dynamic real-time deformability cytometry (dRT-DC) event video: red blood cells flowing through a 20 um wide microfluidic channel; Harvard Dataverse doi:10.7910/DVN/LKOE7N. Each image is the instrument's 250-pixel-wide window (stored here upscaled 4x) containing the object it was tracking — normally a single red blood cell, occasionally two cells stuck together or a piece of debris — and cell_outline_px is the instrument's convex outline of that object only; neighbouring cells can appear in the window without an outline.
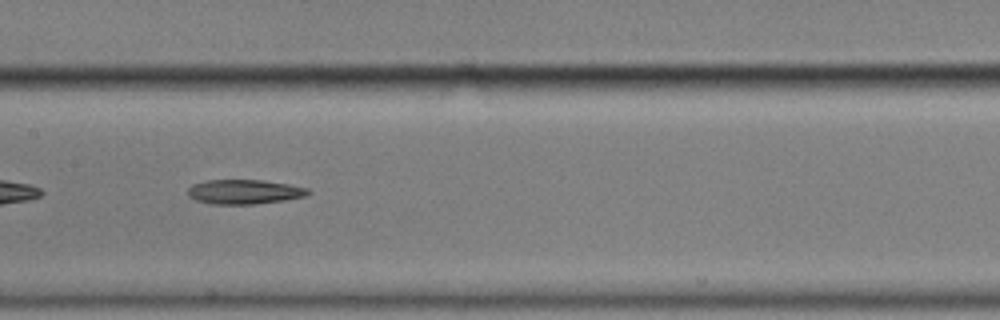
{"species": "common noctule bat (a hibernating species)", "species_latin": "Nyctalus noctula", "temperature_condition": "cold", "stored_images_in_passage": 40, "camera_frame_rate_fps": 3000, "um_per_image_px": 0.085, "animal": {"sex": "male", "body_mass_g": 17.9}, "frame": {"image": 1, "passage_image": 12, "time_ms": 3.667, "image_size_px": [1000, 320], "cell_outline_px": [[312, 192], [308, 196], [284, 200], [252, 204], [212, 204], [196, 200], [188, 196], [188, 188], [192, 184], [208, 180], [264, 180], [288, 184], [308, 188]], "centroid_in_image_um": [20.79, 16.3], "position_along_channel_um": 186.6, "area_um2": 17.22}}
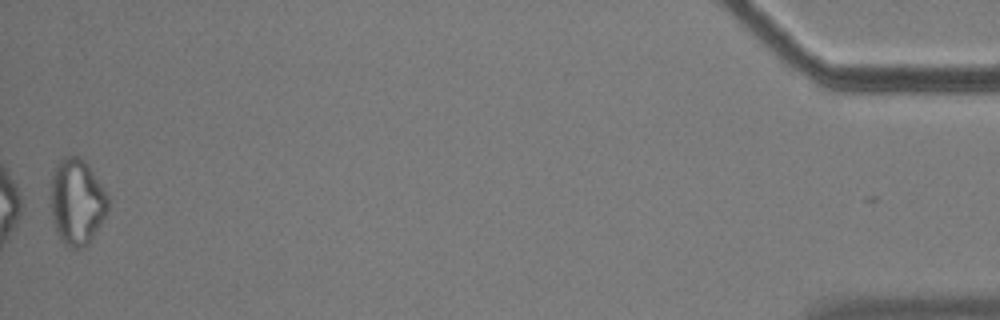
{"frame": {"image": 2, "passage_image": 40, "time_ms": 13.0, "image_size_px": [1000, 320], "cell_outline_px": [[108, 212], [88, 244], [80, 248], [72, 248], [64, 244], [60, 240], [56, 232], [52, 216], [52, 172], [56, 164], [64, 156], [80, 156], [88, 164], [104, 188], [108, 196]], "centroid_in_image_um": [6.55, 17.14], "position_along_channel_um": 428.7, "area_um2": 28.73}}